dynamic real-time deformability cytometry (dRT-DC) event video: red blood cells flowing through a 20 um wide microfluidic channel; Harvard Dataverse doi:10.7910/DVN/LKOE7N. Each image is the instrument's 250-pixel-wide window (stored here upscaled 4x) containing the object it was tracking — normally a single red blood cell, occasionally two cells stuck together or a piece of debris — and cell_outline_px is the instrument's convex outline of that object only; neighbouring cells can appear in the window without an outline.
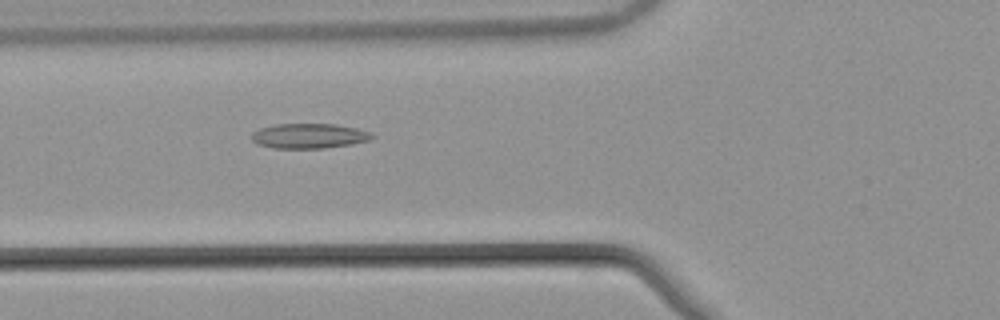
{"species": "common noctule bat (a hibernating species)", "species_latin": "Nyctalus noctula", "temperature_condition": "warm", "stored_images_in_passage": 36, "camera_frame_rate_fps": 3000, "um_per_image_px": 0.085, "animal": {"sex": "male", "body_mass_g": 21.5, "forearm_length_mm": 52.0}, "frame": {"image": 1, "passage_image": 9, "time_ms": 2.667, "image_size_px": [1000, 320], "cell_outline_px": [[376, 136], [368, 140], [352, 144], [324, 148], [272, 148], [256, 144], [252, 140], [252, 132], [260, 128], [276, 124], [336, 124], [356, 128], [372, 132]], "centroid_in_image_um": [26.27, 11.55], "position_along_channel_um": 99.5, "area_um2": 17.57}}
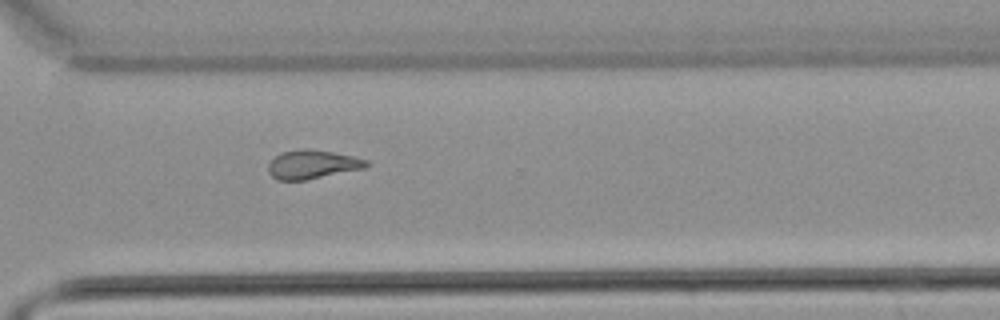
{"frame": {"image": 2, "passage_image": 28, "time_ms": 9.0, "image_size_px": [1000, 320], "cell_outline_px": [[368, 164], [364, 168], [304, 180], [276, 180], [268, 172], [268, 164], [276, 156], [284, 152], [300, 148], [312, 148], [352, 156], [368, 160]], "centroid_in_image_um": [26.52, 13.96], "position_along_channel_um": 344.1, "area_um2": 16.3}}
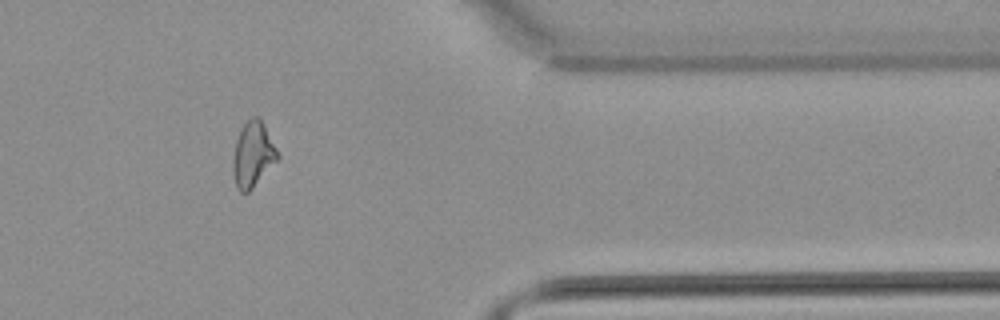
{"frame": {"image": 3, "passage_image": 33, "time_ms": 10.667, "image_size_px": [1000, 320], "cell_outline_px": [[280, 156], [252, 188], [248, 192], [240, 192], [236, 188], [232, 172], [232, 160], [236, 140], [240, 128], [252, 116], [260, 116]], "centroid_in_image_um": [21.46, 13.11], "position_along_channel_um": 389.9, "area_um2": 16.94}, "authors_computed_cell_mechanics": {"area_um2": 16.5597, "velocity_mm_per_s": 3.8523, "shape_relaxation_time_tau1_ms": null, "shape_relaxation_time_tau2_ms": 4.8739, "deformation_change_tau1": null, "deformation_change_tau2": 0.147}}